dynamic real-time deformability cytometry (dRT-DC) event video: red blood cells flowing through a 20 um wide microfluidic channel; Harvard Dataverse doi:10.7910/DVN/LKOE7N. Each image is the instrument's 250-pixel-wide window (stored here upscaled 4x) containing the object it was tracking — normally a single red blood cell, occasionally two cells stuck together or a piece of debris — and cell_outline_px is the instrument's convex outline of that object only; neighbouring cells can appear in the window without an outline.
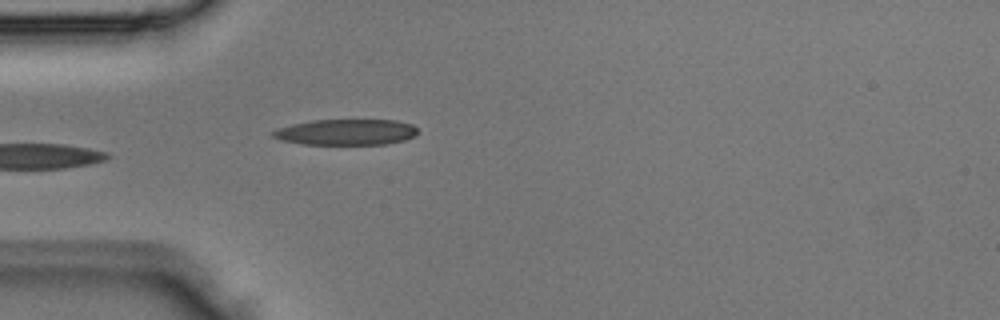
{"species": "Egyptian fruit bat (a non-hibernating species)", "species_latin": "Rousettus aegyptiacus", "temperature_condition": "room temperature", "stored_images_in_passage": 2, "camera_frame_rate_fps": 3000, "um_per_image_px": 0.085, "animal": {"sex": "male"}, "frame": {"image": 1, "passage_image": 2, "time_ms": 0.333, "image_size_px": [1000, 320], "cell_outline_px": [[416, 136], [404, 140], [388, 144], [300, 144], [280, 140], [272, 136], [272, 132], [276, 128], [292, 124], [312, 120], [396, 120], [412, 124], [416, 128]], "centroid_in_image_um": [29.4, 11.23], "position_along_channel_um": 55.6, "area_um2": 21.91}}